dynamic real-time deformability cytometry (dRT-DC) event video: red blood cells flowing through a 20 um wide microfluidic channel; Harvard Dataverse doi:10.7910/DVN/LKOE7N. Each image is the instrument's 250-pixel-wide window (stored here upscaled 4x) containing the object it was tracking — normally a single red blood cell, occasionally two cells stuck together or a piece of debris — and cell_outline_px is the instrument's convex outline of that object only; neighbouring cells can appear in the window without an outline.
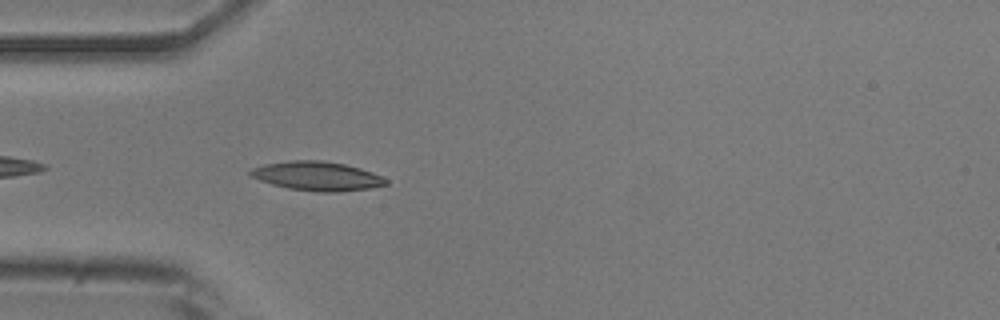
{"species": "common noctule bat (a hibernating species)", "species_latin": "Nyctalus noctula", "temperature_condition": "room temperature", "stored_images_in_passage": 25, "camera_frame_rate_fps": 3000, "um_per_image_px": 0.085, "animal": {"sex": "male", "body_mass_g": 20.5, "forearm_length_mm": 52.5}, "frame": {"image": 1, "passage_image": 3, "time_ms": 0.667, "image_size_px": [1000, 320], "cell_outline_px": [[388, 184], [368, 188], [340, 192], [316, 192], [288, 188], [272, 184], [248, 176], [248, 172], [252, 168], [264, 164], [288, 160], [324, 160], [344, 164], [360, 168], [372, 172], [388, 180]], "centroid_in_image_um": [26.92, 14.96], "position_along_channel_um": 58.1, "area_um2": 23.06}}
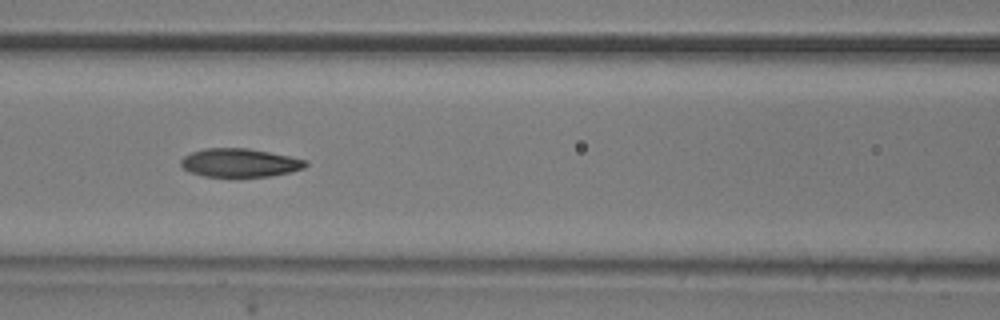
{"frame": {"image": 2, "passage_image": 10, "time_ms": 3.0, "image_size_px": [1000, 320], "cell_outline_px": [[308, 164], [304, 168], [288, 172], [268, 176], [236, 180], [204, 176], [188, 172], [180, 164], [180, 160], [184, 156], [192, 152], [204, 148], [248, 148], [308, 160]], "centroid_in_image_um": [20.34, 13.88], "position_along_channel_um": 146.3, "area_um2": 21.44}}
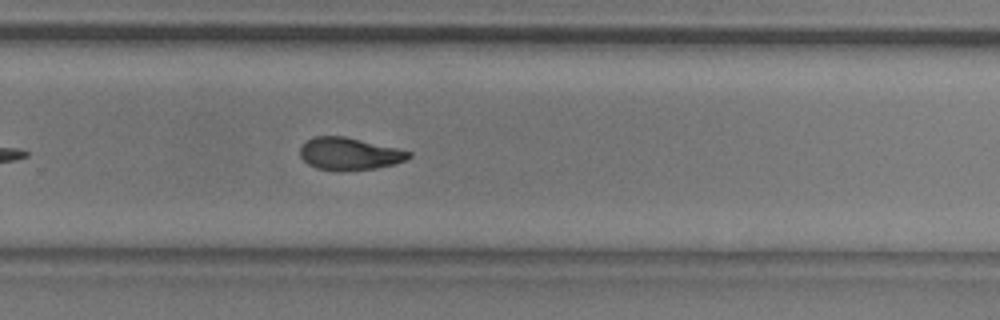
{"frame": {"image": 3, "passage_image": 22, "time_ms": 7.0, "image_size_px": [1000, 320], "cell_outline_px": [[412, 156], [404, 160], [392, 164], [376, 168], [340, 172], [336, 172], [316, 168], [308, 164], [300, 156], [300, 148], [312, 136], [344, 136], [396, 148], [412, 152]], "centroid_in_image_um": [29.66, 13.09], "position_along_channel_um": 300.1, "area_um2": 20.52}}